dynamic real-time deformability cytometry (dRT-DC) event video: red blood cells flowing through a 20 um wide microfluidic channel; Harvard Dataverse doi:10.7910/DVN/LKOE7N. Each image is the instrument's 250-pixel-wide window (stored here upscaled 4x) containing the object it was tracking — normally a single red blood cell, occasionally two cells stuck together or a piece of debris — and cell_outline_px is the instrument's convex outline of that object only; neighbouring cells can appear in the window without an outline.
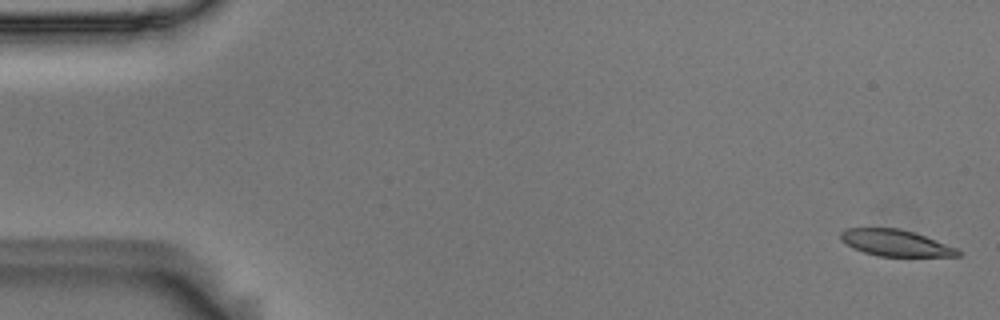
{"species": "Egyptian fruit bat (a non-hibernating species)", "species_latin": "Rousettus aegyptiacus", "temperature_condition": "room temperature", "stored_images_in_passage": 56, "segment_of_instrument_passage": [1, 2], "camera_frame_rate_fps": 3000, "um_per_image_px": 0.085, "animal": {"sex": "male"}, "frame": {"image": 1, "passage_image": 1, "time_ms": 0.0, "image_size_px": [1000, 320], "cell_outline_px": [[960, 256], [876, 256], [852, 248], [840, 240], [840, 232], [848, 228], [900, 228], [924, 236], [956, 248], [960, 252]], "centroid_in_image_um": [76.05, 20.65], "position_along_channel_um": 8.9, "area_um2": 17.86}}
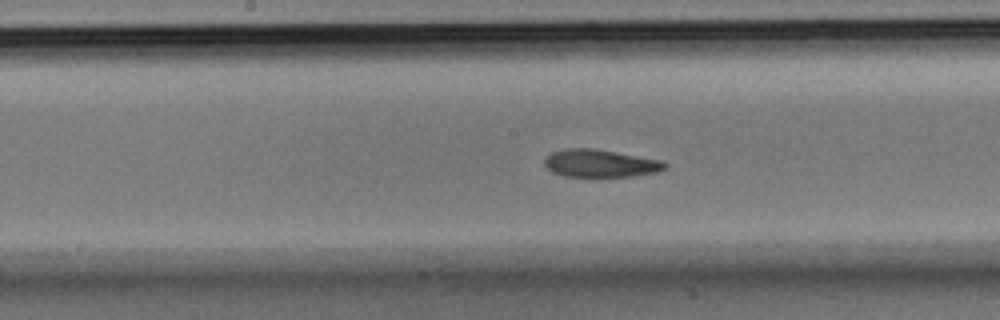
{"frame": {"image": 2, "passage_image": 28, "time_ms": 9.0, "image_size_px": [1000, 320], "cell_outline_px": [[668, 164], [664, 168], [656, 172], [632, 176], [600, 180], [588, 180], [564, 176], [552, 172], [544, 164], [544, 156], [552, 152], [564, 148], [588, 148], [616, 152], [660, 160]], "centroid_in_image_um": [50.95, 13.94], "position_along_channel_um": 197.3, "area_um2": 20.35}}
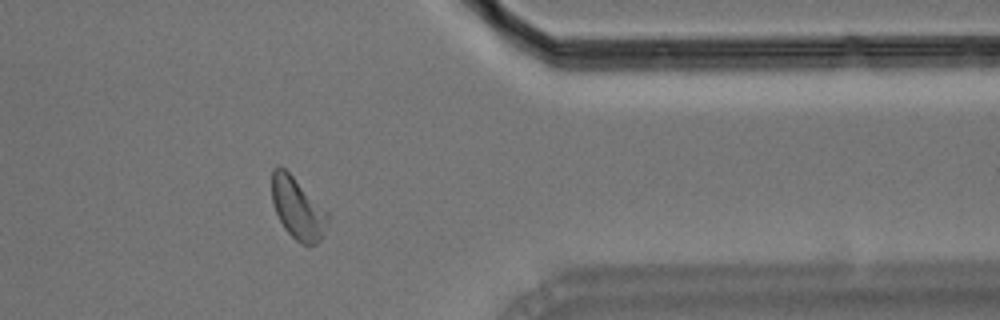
{"frame": {"image": 3, "passage_image": 45, "time_ms": 14.667, "image_size_px": [1000, 320], "cell_outline_px": [[328, 220], [320, 240], [316, 244], [300, 244], [284, 228], [276, 212], [272, 200], [272, 168], [280, 164], [328, 212]], "centroid_in_image_um": [25.28, 17.7], "position_along_channel_um": 386.1, "area_um2": 19.65}}